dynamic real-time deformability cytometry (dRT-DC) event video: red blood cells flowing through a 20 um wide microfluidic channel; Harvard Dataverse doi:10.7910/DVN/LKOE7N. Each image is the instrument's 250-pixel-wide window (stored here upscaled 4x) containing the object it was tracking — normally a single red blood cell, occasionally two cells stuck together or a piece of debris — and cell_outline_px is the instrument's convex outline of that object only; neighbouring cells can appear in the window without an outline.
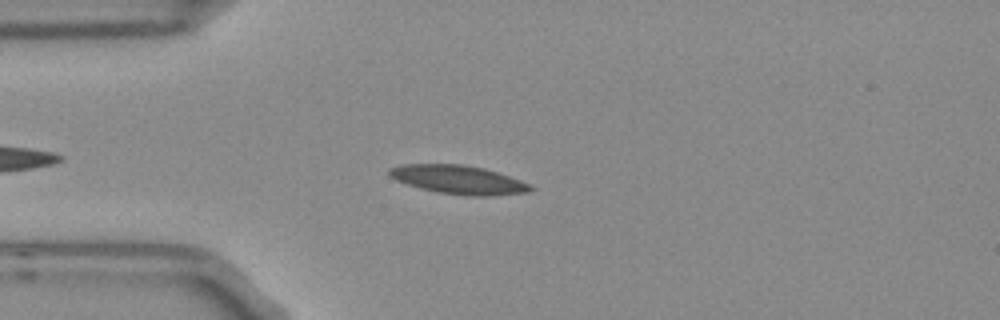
{"species": "Egyptian fruit bat (a non-hibernating species)", "species_latin": "Rousettus aegyptiacus", "temperature_condition": "room temperature", "stored_images_in_passage": 5, "camera_frame_rate_fps": 3000, "um_per_image_px": 0.085, "frame": {"image": 1, "passage_image": 4, "time_ms": 1.0, "image_size_px": [1000, 320], "cell_outline_px": [[536, 188], [528, 192], [492, 196], [468, 196], [436, 192], [420, 188], [396, 180], [388, 176], [388, 168], [400, 164], [464, 164], [484, 168], [532, 184]], "centroid_in_image_um": [38.97, 15.27], "position_along_channel_um": 46.0, "area_um2": 23.81}}